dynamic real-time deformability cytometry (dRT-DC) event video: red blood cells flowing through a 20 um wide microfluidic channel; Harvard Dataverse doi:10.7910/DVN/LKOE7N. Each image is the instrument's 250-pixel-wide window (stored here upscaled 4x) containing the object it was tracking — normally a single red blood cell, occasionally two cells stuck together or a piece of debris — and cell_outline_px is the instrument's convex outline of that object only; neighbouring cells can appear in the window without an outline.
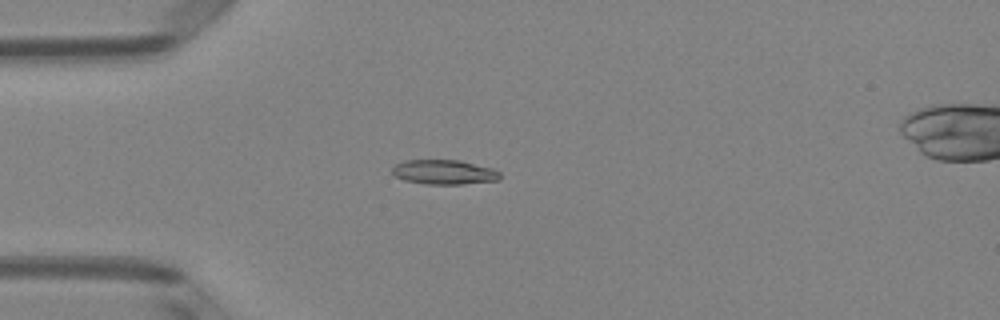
{"species": "Egyptian fruit bat (a non-hibernating species)", "species_latin": "Rousettus aegyptiacus", "temperature_condition": "room temperature", "stored_images_in_passage": 4, "camera_frame_rate_fps": 3000, "um_per_image_px": 0.085, "animal": {"sex": "female"}, "frame": {"image": 1, "passage_image": 4, "time_ms": 1.0, "image_size_px": [1000, 320], "cell_outline_px": [[500, 180], [460, 184], [424, 184], [404, 180], [396, 176], [392, 172], [392, 168], [396, 164], [404, 160], [460, 160], [492, 168], [500, 172]], "centroid_in_image_um": [37.75, 14.63], "position_along_channel_um": 47.3, "area_um2": 15.43}}